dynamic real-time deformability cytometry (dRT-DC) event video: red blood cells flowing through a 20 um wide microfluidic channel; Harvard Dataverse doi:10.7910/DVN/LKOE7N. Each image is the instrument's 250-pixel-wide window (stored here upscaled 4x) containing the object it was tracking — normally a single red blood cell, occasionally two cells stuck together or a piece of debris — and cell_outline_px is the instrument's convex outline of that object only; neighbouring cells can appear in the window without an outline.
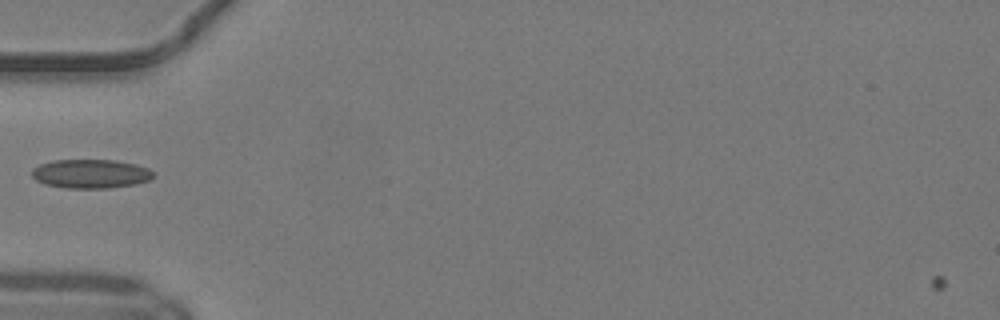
{"species": "common noctule bat (a hibernating species)", "species_latin": "Nyctalus noctula", "temperature_condition": "warm", "stored_images_in_passage": 33, "camera_frame_rate_fps": 3000, "um_per_image_px": 0.085, "animal": {"sex": "male", "body_mass_g": 19.2, "forearm_length_mm": 51.8}, "frame": {"image": 1, "passage_image": 1, "time_ms": 0.0, "image_size_px": [1000, 320], "cell_outline_px": [[156, 176], [148, 180], [136, 184], [108, 188], [64, 188], [44, 184], [36, 180], [32, 176], [32, 168], [40, 164], [52, 160], [116, 160], [136, 164], [148, 168]], "centroid_in_image_um": [7.7, 14.77], "position_along_channel_um": 77.3, "area_um2": 20.63}}
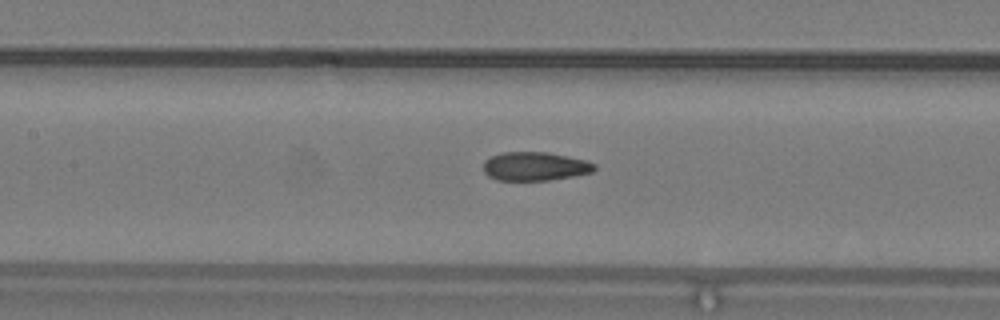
{"frame": {"image": 2, "passage_image": 7, "time_ms": 2.0, "image_size_px": [1000, 320], "cell_outline_px": [[596, 168], [592, 172], [552, 180], [496, 180], [488, 176], [484, 172], [484, 160], [492, 156], [504, 152], [548, 152], [584, 160], [596, 164]], "centroid_in_image_um": [45.46, 14.14], "position_along_channel_um": 161.9, "area_um2": 18.5}}
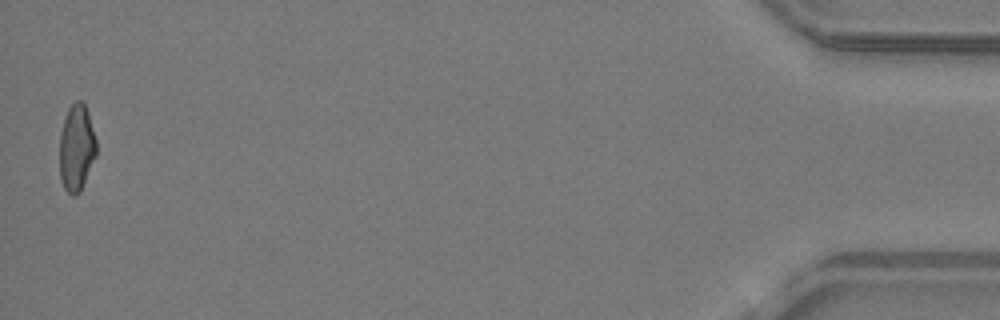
{"frame": {"image": 3, "passage_image": 33, "time_ms": 10.667, "image_size_px": [1000, 320], "cell_outline_px": [[96, 156], [80, 192], [76, 196], [72, 196], [64, 188], [60, 180], [60, 132], [68, 108], [76, 100], [80, 100], [84, 104], [88, 112], [96, 140]], "centroid_in_image_um": [6.5, 12.58], "position_along_channel_um": 428.7, "area_um2": 18.61}}